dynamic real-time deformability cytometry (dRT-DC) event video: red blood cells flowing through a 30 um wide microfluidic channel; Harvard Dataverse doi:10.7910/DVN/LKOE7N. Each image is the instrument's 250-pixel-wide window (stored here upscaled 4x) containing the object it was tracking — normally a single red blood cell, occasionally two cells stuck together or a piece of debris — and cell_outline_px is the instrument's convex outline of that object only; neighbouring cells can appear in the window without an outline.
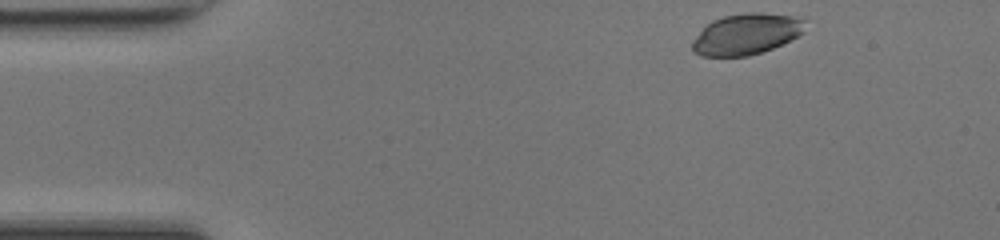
{"species": "common noctule bat (a hibernating species)", "species_latin": "Nyctalus noctula", "temperature_condition": "room temperature", "stored_images_in_passage": 43, "camera_frame_rate_fps": 3000, "um_per_image_px": 0.085, "animal": {"sex": "female", "body_mass_g": 17.0, "forearm_length_mm": 48.0}, "frame": {"image": 1, "passage_image": 1, "time_ms": 0.0, "image_size_px": [1000, 240], "cell_outline_px": [[804, 32], [772, 48], [748, 56], [700, 56], [692, 52], [692, 40], [712, 20], [724, 16], [744, 12], [760, 12], [792, 16], [804, 20]], "centroid_in_image_um": [63.39, 2.89], "position_along_channel_um": 21.6, "area_um2": 26.7}}
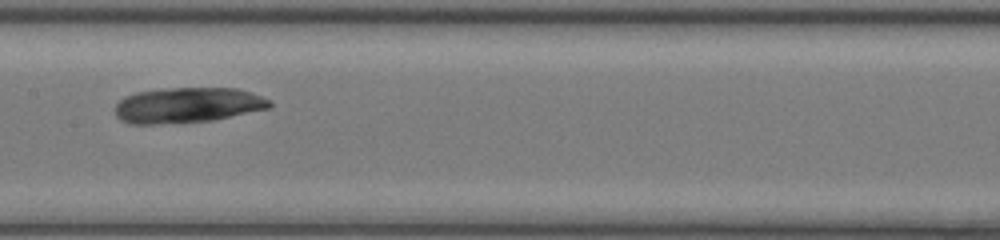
{"frame": {"image": 2, "passage_image": 19, "time_ms": 6.0, "image_size_px": [1000, 240], "cell_outline_px": [[272, 104], [268, 108], [212, 120], [152, 124], [132, 124], [120, 120], [116, 116], [116, 104], [124, 96], [136, 92], [164, 88], [236, 88], [252, 92], [272, 100]], "centroid_in_image_um": [15.93, 8.92], "position_along_channel_um": 191.5, "area_um2": 31.79}}
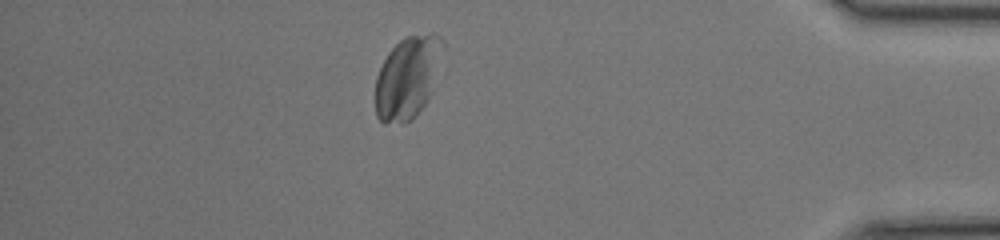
{"frame": {"image": 3, "passage_image": 37, "time_ms": 12.0, "image_size_px": [1000, 240], "cell_outline_px": [[444, 44], [428, 100], [404, 124], [380, 120], [376, 116], [376, 76], [388, 52], [404, 36], [432, 32], [440, 36], [444, 40]], "centroid_in_image_um": [34.63, 6.52], "position_along_channel_um": 400.6, "area_um2": 31.73}}